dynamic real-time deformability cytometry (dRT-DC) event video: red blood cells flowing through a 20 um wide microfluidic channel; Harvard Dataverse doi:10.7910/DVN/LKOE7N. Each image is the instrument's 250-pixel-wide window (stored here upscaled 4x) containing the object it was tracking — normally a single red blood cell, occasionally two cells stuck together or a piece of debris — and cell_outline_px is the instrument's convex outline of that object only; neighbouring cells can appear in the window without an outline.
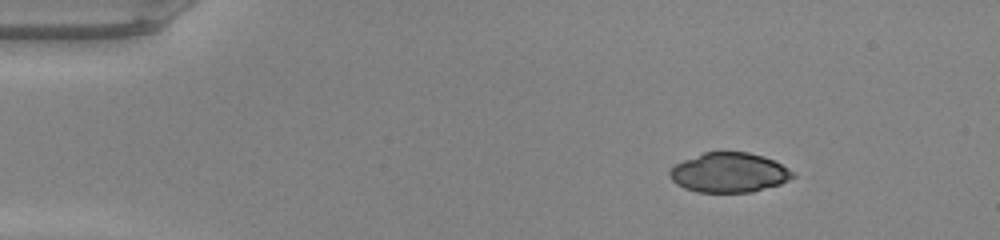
{"species": "common noctule bat (a hibernating species)", "species_latin": "Nyctalus noctula", "temperature_condition": "warm", "stored_images_in_passage": 42, "camera_frame_rate_fps": 3000, "um_per_image_px": 0.085, "animal": {"sex": "male", "body_mass_g": 20.0, "forearm_length_mm": 53.3}, "frame": {"image": 1, "passage_image": 1, "time_ms": 0.0, "image_size_px": [1000, 240], "cell_outline_px": [[796, 176], [780, 184], [752, 192], [696, 192], [684, 188], [676, 184], [672, 180], [668, 172], [676, 164], [684, 160], [704, 152], [748, 152], [764, 156], [796, 172]], "centroid_in_image_um": [61.99, 14.67], "position_along_channel_um": 23.0, "area_um2": 28.44}}